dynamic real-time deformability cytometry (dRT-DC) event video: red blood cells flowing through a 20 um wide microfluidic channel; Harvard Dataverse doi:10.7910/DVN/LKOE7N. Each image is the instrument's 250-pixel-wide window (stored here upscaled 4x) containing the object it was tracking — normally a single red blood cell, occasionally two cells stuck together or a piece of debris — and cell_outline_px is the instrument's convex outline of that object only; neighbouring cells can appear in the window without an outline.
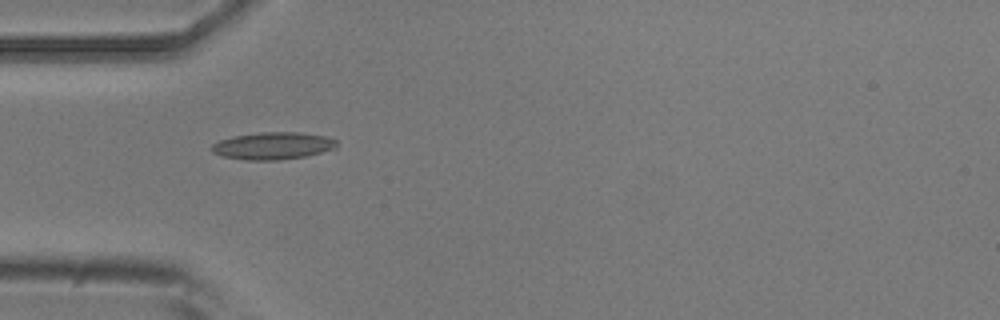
{"species": "common noctule bat (a hibernating species)", "species_latin": "Nyctalus noctula", "temperature_condition": "room temperature", "stored_images_in_passage": 2, "camera_frame_rate_fps": 3000, "um_per_image_px": 0.085, "animal": {"sex": "male", "body_mass_g": 20.5, "forearm_length_mm": 52.5}, "frame": {"image": 1, "passage_image": 1, "time_ms": 0.0, "image_size_px": [1000, 320], "cell_outline_px": [[336, 148], [304, 156], [276, 160], [244, 160], [220, 156], [212, 152], [212, 144], [220, 140], [236, 136], [260, 132], [300, 132], [324, 136], [336, 140]], "centroid_in_image_um": [23.16, 12.39], "position_along_channel_um": 61.8, "area_um2": 19.65}}